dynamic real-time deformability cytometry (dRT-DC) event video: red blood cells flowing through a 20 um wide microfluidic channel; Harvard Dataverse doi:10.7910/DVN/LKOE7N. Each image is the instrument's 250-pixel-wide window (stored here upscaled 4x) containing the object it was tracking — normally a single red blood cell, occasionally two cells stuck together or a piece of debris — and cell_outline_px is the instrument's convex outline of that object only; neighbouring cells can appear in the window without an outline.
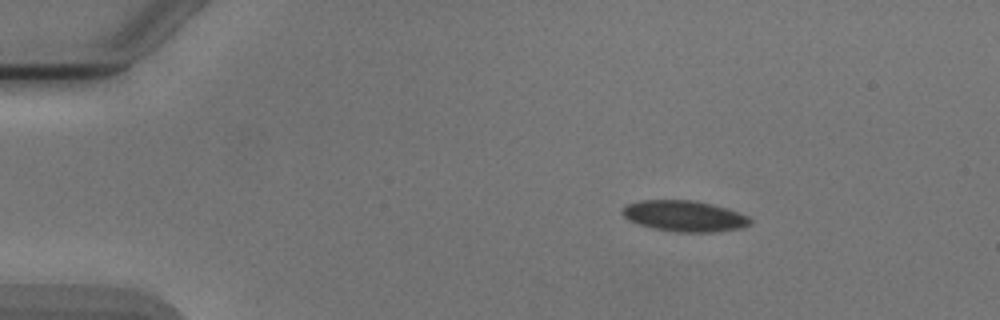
{"species": "Egyptian fruit bat (a non-hibernating species)", "species_latin": "Rousettus aegyptiacus", "temperature_condition": "cold", "stored_images_in_passage": 4, "camera_frame_rate_fps": 3000, "um_per_image_px": 0.085, "animal": {"sex": "male"}, "frame": {"image": 1, "passage_image": 2, "time_ms": 1.0, "image_size_px": [1000, 320], "cell_outline_px": [[752, 224], [740, 228], [716, 232], [680, 232], [656, 228], [640, 224], [628, 220], [620, 212], [624, 204], [640, 200], [696, 200], [724, 208], [748, 216], [752, 220]], "centroid_in_image_um": [58.14, 18.35], "position_along_channel_um": 26.9, "area_um2": 22.95}}